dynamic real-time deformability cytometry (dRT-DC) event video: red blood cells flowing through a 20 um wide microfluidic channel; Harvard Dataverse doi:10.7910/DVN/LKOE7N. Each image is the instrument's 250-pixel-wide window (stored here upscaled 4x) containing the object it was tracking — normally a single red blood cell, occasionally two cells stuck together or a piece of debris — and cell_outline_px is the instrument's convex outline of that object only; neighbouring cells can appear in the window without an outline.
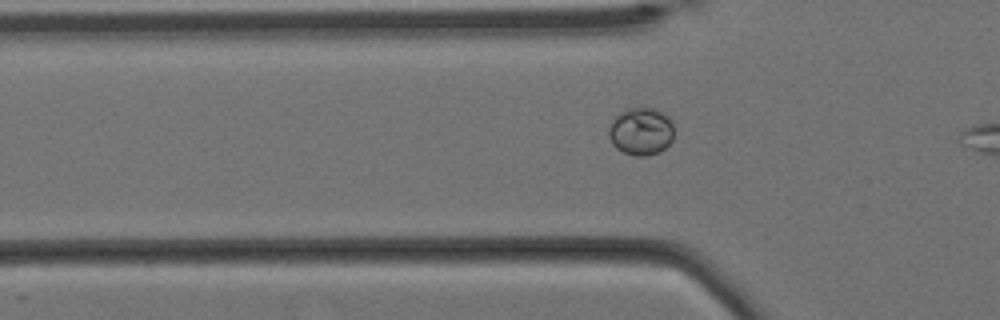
{"species": "Egyptian fruit bat (a non-hibernating species)", "species_latin": "Rousettus aegyptiacus", "temperature_condition": "cold", "stored_images_in_passage": 19, "camera_frame_rate_fps": 3000, "um_per_image_px": 0.085, "animal": {"sex": "female"}, "frame": {"image": 1, "passage_image": 5, "time_ms": 1.333, "image_size_px": [1000, 320], "cell_outline_px": [[672, 140], [660, 152], [648, 156], [636, 156], [624, 152], [616, 148], [612, 144], [608, 136], [608, 128], [612, 120], [620, 112], [628, 108], [656, 108], [668, 116], [672, 120]], "centroid_in_image_um": [54.47, 11.16], "position_along_channel_um": 71.3, "area_um2": 18.21}}
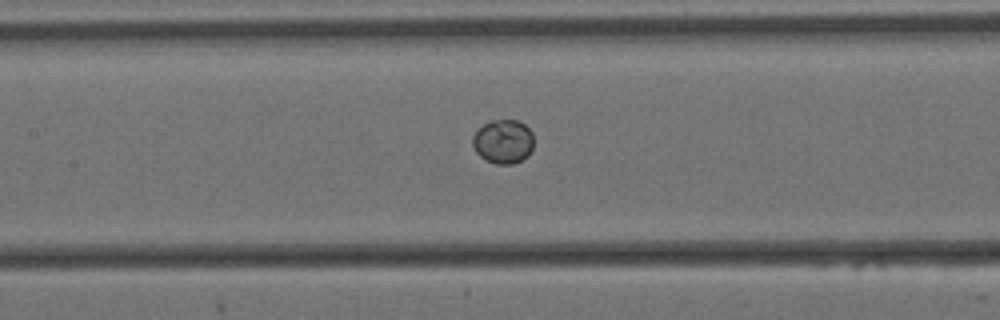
{"frame": {"image": 2, "passage_image": 13, "time_ms": 4.0, "image_size_px": [1000, 320], "cell_outline_px": [[532, 148], [528, 156], [512, 164], [496, 164], [484, 160], [476, 152], [472, 144], [472, 136], [484, 124], [492, 120], [516, 120], [524, 124], [532, 132]], "centroid_in_image_um": [42.76, 12.04], "position_along_channel_um": 164.6, "area_um2": 15.61}}
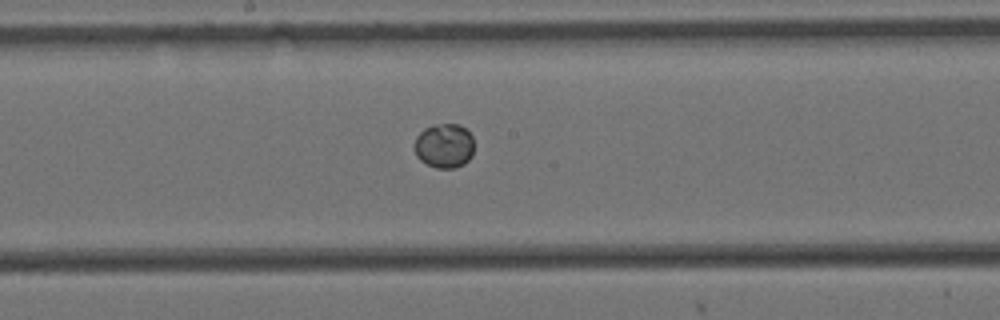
{"frame": {"image": 3, "passage_image": 17, "time_ms": 5.333, "image_size_px": [1000, 320], "cell_outline_px": [[472, 156], [464, 164], [456, 168], [436, 168], [420, 160], [416, 156], [412, 144], [416, 136], [424, 128], [432, 124], [460, 124], [472, 136]], "centroid_in_image_um": [37.71, 12.38], "position_along_channel_um": 210.5, "area_um2": 15.66}}